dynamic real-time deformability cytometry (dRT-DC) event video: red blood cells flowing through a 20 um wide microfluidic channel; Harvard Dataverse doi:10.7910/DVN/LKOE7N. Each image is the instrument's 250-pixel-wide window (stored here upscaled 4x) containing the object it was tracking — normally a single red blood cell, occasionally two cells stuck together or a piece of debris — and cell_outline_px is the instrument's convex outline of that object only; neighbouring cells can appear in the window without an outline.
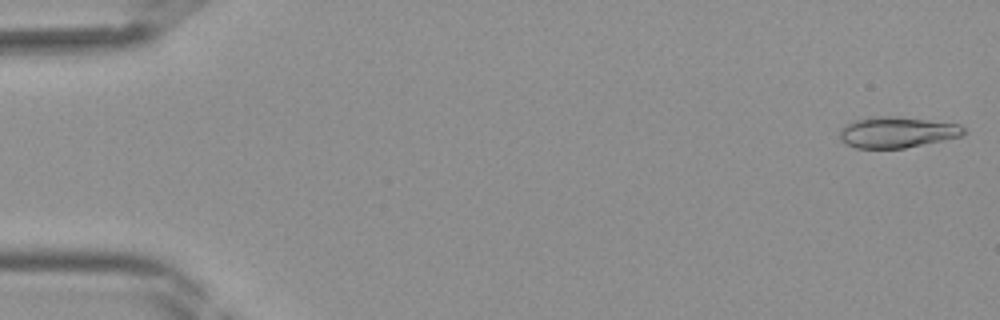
{"species": "Egyptian fruit bat (a non-hibernating species)", "species_latin": "Rousettus aegyptiacus", "temperature_condition": "room temperature", "stored_images_in_passage": 40, "camera_frame_rate_fps": 3000, "um_per_image_px": 0.085, "frame": {"image": 1, "passage_image": 1, "time_ms": 0.0, "image_size_px": [1000, 320], "cell_outline_px": [[968, 132], [960, 136], [904, 148], [856, 148], [844, 144], [840, 140], [840, 132], [848, 124], [856, 120], [868, 116], [896, 116], [960, 124]], "centroid_in_image_um": [76.24, 11.24], "position_along_channel_um": 8.8, "area_um2": 22.25}}
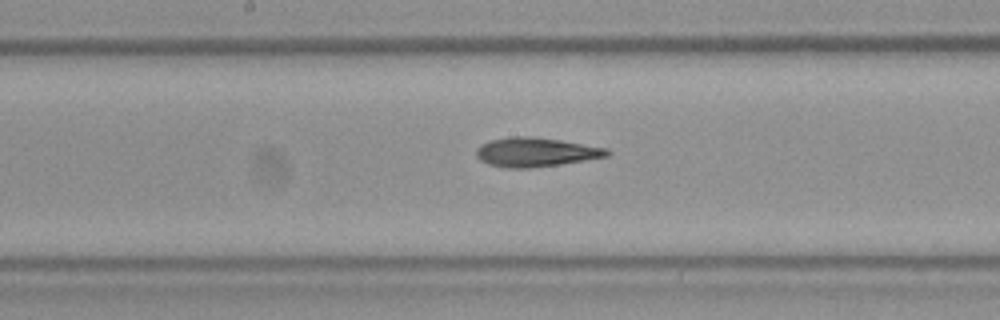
{"frame": {"image": 2, "passage_image": 21, "time_ms": 6.667, "image_size_px": [1000, 320], "cell_outline_px": [[612, 152], [608, 156], [560, 164], [532, 168], [504, 168], [488, 164], [480, 160], [476, 156], [476, 148], [480, 144], [488, 140], [508, 136], [532, 136], [560, 140], [608, 148]], "centroid_in_image_um": [45.5, 12.92], "position_along_channel_um": 202.7, "area_um2": 22.48}}
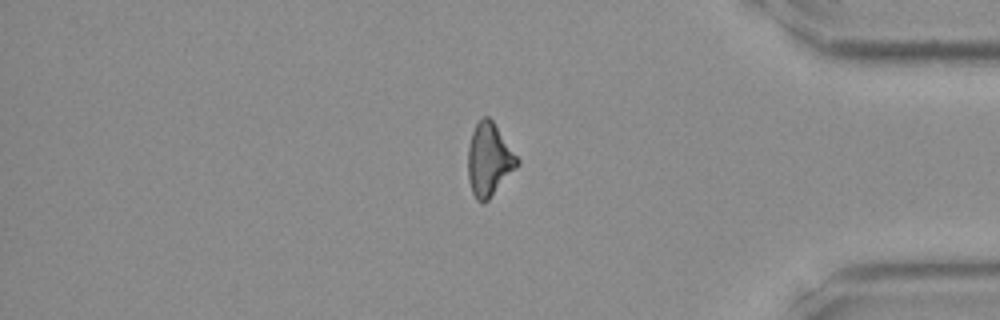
{"frame": {"image": 3, "passage_image": 34, "time_ms": 11.0, "image_size_px": [1000, 320], "cell_outline_px": [[520, 164], [488, 200], [484, 204], [480, 204], [476, 200], [472, 192], [468, 180], [468, 148], [472, 132], [476, 124], [484, 116], [488, 116], [492, 120], [520, 160]], "centroid_in_image_um": [41.57, 13.61], "position_along_channel_um": 393.6, "area_um2": 20.92}}